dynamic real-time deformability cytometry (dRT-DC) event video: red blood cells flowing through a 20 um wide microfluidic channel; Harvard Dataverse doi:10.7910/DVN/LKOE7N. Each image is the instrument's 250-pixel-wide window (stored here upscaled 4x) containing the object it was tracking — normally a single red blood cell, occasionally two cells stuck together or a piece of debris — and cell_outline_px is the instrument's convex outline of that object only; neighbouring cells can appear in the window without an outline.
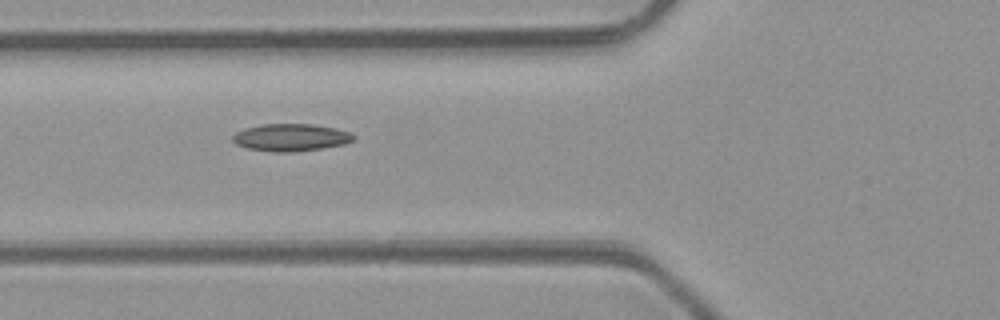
{"species": "common noctule bat (a hibernating species)", "species_latin": "Nyctalus noctula", "temperature_condition": "room temperature", "stored_images_in_passage": 6, "camera_frame_rate_fps": 3000, "um_per_image_px": 0.085, "animal": {"sex": "male", "body_mass_g": 23.1, "forearm_length_mm": 52.7}, "frame": {"image": 1, "passage_image": 6, "time_ms": 5.667, "image_size_px": [1000, 320], "cell_outline_px": [[356, 136], [352, 140], [344, 144], [320, 148], [292, 152], [272, 152], [248, 148], [236, 144], [232, 140], [232, 136], [236, 132], [244, 128], [260, 124], [312, 124], [336, 128], [352, 132]], "centroid_in_image_um": [24.71, 11.67], "position_along_channel_um": 101.1, "area_um2": 19.31}}